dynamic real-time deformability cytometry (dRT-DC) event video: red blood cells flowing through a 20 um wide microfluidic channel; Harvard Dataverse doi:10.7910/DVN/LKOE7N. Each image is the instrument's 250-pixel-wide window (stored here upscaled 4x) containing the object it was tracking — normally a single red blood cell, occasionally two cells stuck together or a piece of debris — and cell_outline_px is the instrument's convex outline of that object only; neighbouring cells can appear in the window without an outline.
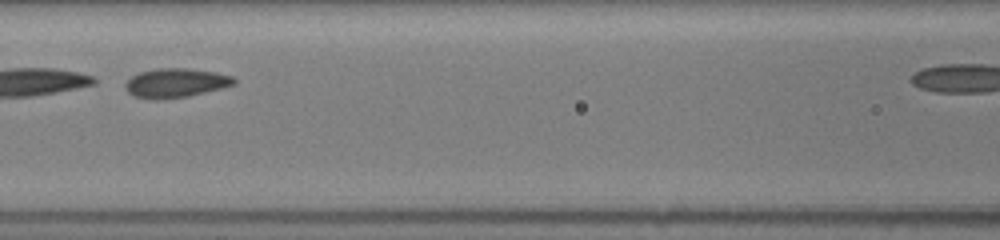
{"species": "common noctule bat (a hibernating species)", "species_latin": "Nyctalus noctula", "temperature_condition": "room temperature", "stored_images_in_passage": 29, "camera_frame_rate_fps": 3000, "um_per_image_px": 0.085, "animal": {"sex": "female", "body_mass_g": 19.5, "forearm_length_mm": 54.1}, "frame": {"image": 1, "passage_image": 9, "time_ms": 2.667, "image_size_px": [1000, 240], "cell_outline_px": [[236, 84], [188, 96], [156, 100], [152, 100], [132, 96], [124, 88], [124, 84], [132, 76], [140, 72], [156, 68], [188, 68], [216, 72], [232, 76], [236, 80]], "centroid_in_image_um": [14.9, 7.05], "position_along_channel_um": 151.7, "area_um2": 18.55}}
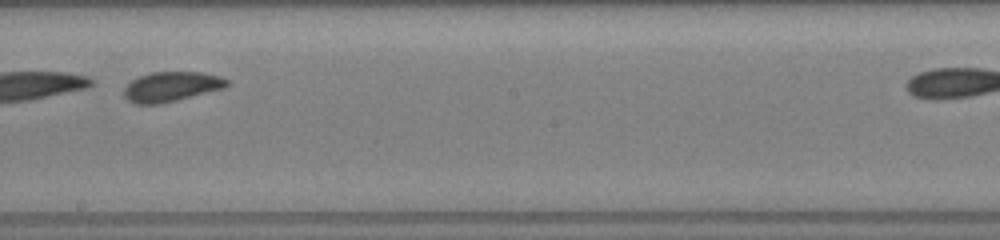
{"frame": {"image": 2, "passage_image": 15, "time_ms": 4.667, "image_size_px": [1000, 240], "cell_outline_px": [[228, 84], [224, 88], [160, 104], [136, 104], [128, 100], [124, 96], [124, 88], [132, 80], [140, 76], [152, 72], [204, 72], [220, 76], [228, 80]], "centroid_in_image_um": [14.56, 7.36], "position_along_channel_um": 233.6, "area_um2": 17.74}}
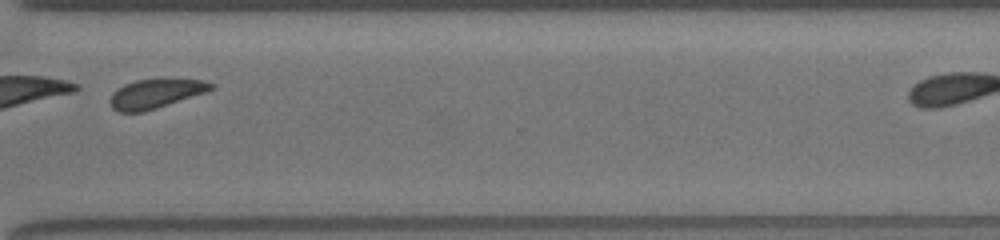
{"frame": {"image": 3, "passage_image": 24, "time_ms": 7.667, "image_size_px": [1000, 240], "cell_outline_px": [[216, 88], [208, 92], [144, 112], [120, 112], [112, 108], [108, 100], [112, 92], [116, 88], [124, 84], [136, 80], [160, 76], [176, 76], [204, 80], [216, 84]], "centroid_in_image_um": [13.3, 7.89], "position_along_channel_um": 357.3, "area_um2": 18.5}}